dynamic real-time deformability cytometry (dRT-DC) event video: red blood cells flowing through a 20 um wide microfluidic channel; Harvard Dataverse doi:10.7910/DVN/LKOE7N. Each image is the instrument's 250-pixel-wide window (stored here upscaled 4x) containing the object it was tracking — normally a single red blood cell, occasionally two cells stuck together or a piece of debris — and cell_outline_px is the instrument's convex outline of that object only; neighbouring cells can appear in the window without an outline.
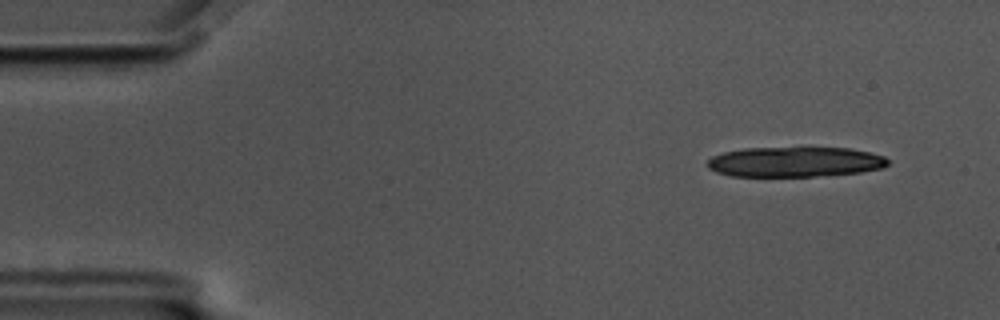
{"species": "common noctule bat (a hibernating species)", "species_latin": "Nyctalus noctula", "temperature_condition": "cold", "stored_images_in_passage": 14, "camera_frame_rate_fps": 3000, "um_per_image_px": 0.085, "animal": {"sex": "male", "body_mass_g": 17.5, "forearm_length_mm": 52.3}, "frame": {"image": 1, "passage_image": 5, "time_ms": 1.333, "image_size_px": [1000, 320], "cell_outline_px": [[888, 164], [884, 168], [860, 172], [816, 176], [732, 176], [716, 172], [708, 168], [708, 160], [712, 156], [724, 152], [744, 148], [848, 148], [872, 152], [884, 156], [888, 160]], "centroid_in_image_um": [67.59, 13.76], "position_along_channel_um": 17.4, "area_um2": 31.62}}